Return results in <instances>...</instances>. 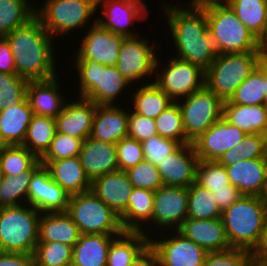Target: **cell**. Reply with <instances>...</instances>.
<instances>
[{"label": "cell", "instance_id": "4316f807", "mask_svg": "<svg viewBox=\"0 0 267 266\" xmlns=\"http://www.w3.org/2000/svg\"><path fill=\"white\" fill-rule=\"evenodd\" d=\"M54 182L69 195L91 190V181L85 174L78 156L56 161H40Z\"/></svg>", "mask_w": 267, "mask_h": 266}, {"label": "cell", "instance_id": "2e32d148", "mask_svg": "<svg viewBox=\"0 0 267 266\" xmlns=\"http://www.w3.org/2000/svg\"><path fill=\"white\" fill-rule=\"evenodd\" d=\"M187 212V188L164 185L155 191L152 220L148 225L153 229H162L161 236L165 232L163 229L177 230L187 218Z\"/></svg>", "mask_w": 267, "mask_h": 266}, {"label": "cell", "instance_id": "7a4b0ae2", "mask_svg": "<svg viewBox=\"0 0 267 266\" xmlns=\"http://www.w3.org/2000/svg\"><path fill=\"white\" fill-rule=\"evenodd\" d=\"M4 37L10 44L17 75L28 80L57 76L54 38L37 16Z\"/></svg>", "mask_w": 267, "mask_h": 266}, {"label": "cell", "instance_id": "5bb4252c", "mask_svg": "<svg viewBox=\"0 0 267 266\" xmlns=\"http://www.w3.org/2000/svg\"><path fill=\"white\" fill-rule=\"evenodd\" d=\"M97 7L101 8L103 16L96 21L112 33L125 37L137 36L138 32L129 28L139 20H146L150 14L144 0H97Z\"/></svg>", "mask_w": 267, "mask_h": 266}, {"label": "cell", "instance_id": "db71d44e", "mask_svg": "<svg viewBox=\"0 0 267 266\" xmlns=\"http://www.w3.org/2000/svg\"><path fill=\"white\" fill-rule=\"evenodd\" d=\"M213 195L221 212L228 209L233 203L243 196L240 190L231 184L227 187V189L216 190L213 192Z\"/></svg>", "mask_w": 267, "mask_h": 266}, {"label": "cell", "instance_id": "f5cc1de1", "mask_svg": "<svg viewBox=\"0 0 267 266\" xmlns=\"http://www.w3.org/2000/svg\"><path fill=\"white\" fill-rule=\"evenodd\" d=\"M156 135H158V133L155 119L147 118L129 110L127 137L142 142Z\"/></svg>", "mask_w": 267, "mask_h": 266}, {"label": "cell", "instance_id": "52a82bcc", "mask_svg": "<svg viewBox=\"0 0 267 266\" xmlns=\"http://www.w3.org/2000/svg\"><path fill=\"white\" fill-rule=\"evenodd\" d=\"M79 84L78 97L96 105H116V99L131 86L115 67L98 64L95 60H75ZM128 86V87H127Z\"/></svg>", "mask_w": 267, "mask_h": 266}, {"label": "cell", "instance_id": "d590c367", "mask_svg": "<svg viewBox=\"0 0 267 266\" xmlns=\"http://www.w3.org/2000/svg\"><path fill=\"white\" fill-rule=\"evenodd\" d=\"M43 164L40 160L26 172L16 176H1L0 207L20 206L28 204V187L34 173ZM23 199V200H22Z\"/></svg>", "mask_w": 267, "mask_h": 266}, {"label": "cell", "instance_id": "9c48e42d", "mask_svg": "<svg viewBox=\"0 0 267 266\" xmlns=\"http://www.w3.org/2000/svg\"><path fill=\"white\" fill-rule=\"evenodd\" d=\"M97 9V0H45L36 7V16L56 38L55 35L70 36L75 28H86Z\"/></svg>", "mask_w": 267, "mask_h": 266}, {"label": "cell", "instance_id": "f907efd6", "mask_svg": "<svg viewBox=\"0 0 267 266\" xmlns=\"http://www.w3.org/2000/svg\"><path fill=\"white\" fill-rule=\"evenodd\" d=\"M116 153L119 170L123 171L145 160L141 142L129 137L122 138L116 143Z\"/></svg>", "mask_w": 267, "mask_h": 266}, {"label": "cell", "instance_id": "74e56055", "mask_svg": "<svg viewBox=\"0 0 267 266\" xmlns=\"http://www.w3.org/2000/svg\"><path fill=\"white\" fill-rule=\"evenodd\" d=\"M30 0H0V37L27 24L36 16V6Z\"/></svg>", "mask_w": 267, "mask_h": 266}, {"label": "cell", "instance_id": "5b68a950", "mask_svg": "<svg viewBox=\"0 0 267 266\" xmlns=\"http://www.w3.org/2000/svg\"><path fill=\"white\" fill-rule=\"evenodd\" d=\"M264 57L263 52L218 54L205 71L204 86L223 102L229 100Z\"/></svg>", "mask_w": 267, "mask_h": 266}, {"label": "cell", "instance_id": "8d00e7d4", "mask_svg": "<svg viewBox=\"0 0 267 266\" xmlns=\"http://www.w3.org/2000/svg\"><path fill=\"white\" fill-rule=\"evenodd\" d=\"M55 133V118L33 115L22 146L40 159L49 149Z\"/></svg>", "mask_w": 267, "mask_h": 266}, {"label": "cell", "instance_id": "03108f58", "mask_svg": "<svg viewBox=\"0 0 267 266\" xmlns=\"http://www.w3.org/2000/svg\"><path fill=\"white\" fill-rule=\"evenodd\" d=\"M60 266H73V265H72V263H67V264L60 265Z\"/></svg>", "mask_w": 267, "mask_h": 266}, {"label": "cell", "instance_id": "d4e9b609", "mask_svg": "<svg viewBox=\"0 0 267 266\" xmlns=\"http://www.w3.org/2000/svg\"><path fill=\"white\" fill-rule=\"evenodd\" d=\"M78 157L91 182L97 177L119 170L116 144L88 137L82 142Z\"/></svg>", "mask_w": 267, "mask_h": 266}, {"label": "cell", "instance_id": "f546056e", "mask_svg": "<svg viewBox=\"0 0 267 266\" xmlns=\"http://www.w3.org/2000/svg\"><path fill=\"white\" fill-rule=\"evenodd\" d=\"M120 234H80L73 246V266H106L112 240Z\"/></svg>", "mask_w": 267, "mask_h": 266}, {"label": "cell", "instance_id": "9f6ffc18", "mask_svg": "<svg viewBox=\"0 0 267 266\" xmlns=\"http://www.w3.org/2000/svg\"><path fill=\"white\" fill-rule=\"evenodd\" d=\"M0 72L16 74L13 53L5 37H0Z\"/></svg>", "mask_w": 267, "mask_h": 266}, {"label": "cell", "instance_id": "484cf974", "mask_svg": "<svg viewBox=\"0 0 267 266\" xmlns=\"http://www.w3.org/2000/svg\"><path fill=\"white\" fill-rule=\"evenodd\" d=\"M128 112L120 105H96L90 137L111 144L127 137Z\"/></svg>", "mask_w": 267, "mask_h": 266}, {"label": "cell", "instance_id": "cb8c5ba5", "mask_svg": "<svg viewBox=\"0 0 267 266\" xmlns=\"http://www.w3.org/2000/svg\"><path fill=\"white\" fill-rule=\"evenodd\" d=\"M229 182L245 196L262 197L267 185V158L240 161L225 167Z\"/></svg>", "mask_w": 267, "mask_h": 266}, {"label": "cell", "instance_id": "be15d7a7", "mask_svg": "<svg viewBox=\"0 0 267 266\" xmlns=\"http://www.w3.org/2000/svg\"><path fill=\"white\" fill-rule=\"evenodd\" d=\"M195 3H205V2H209V1H225V0H191Z\"/></svg>", "mask_w": 267, "mask_h": 266}, {"label": "cell", "instance_id": "277c9868", "mask_svg": "<svg viewBox=\"0 0 267 266\" xmlns=\"http://www.w3.org/2000/svg\"><path fill=\"white\" fill-rule=\"evenodd\" d=\"M267 206L260 196H245L233 203L221 215L230 247L248 250L257 247Z\"/></svg>", "mask_w": 267, "mask_h": 266}, {"label": "cell", "instance_id": "ba28073f", "mask_svg": "<svg viewBox=\"0 0 267 266\" xmlns=\"http://www.w3.org/2000/svg\"><path fill=\"white\" fill-rule=\"evenodd\" d=\"M66 212L81 234H121L120 218L91 190L72 194Z\"/></svg>", "mask_w": 267, "mask_h": 266}, {"label": "cell", "instance_id": "6da1fadb", "mask_svg": "<svg viewBox=\"0 0 267 266\" xmlns=\"http://www.w3.org/2000/svg\"><path fill=\"white\" fill-rule=\"evenodd\" d=\"M161 2L166 24L172 33L175 57L188 61L206 71L218 55L208 30L204 8L193 1L177 6ZM165 2V3H164ZM166 4V5H165Z\"/></svg>", "mask_w": 267, "mask_h": 266}, {"label": "cell", "instance_id": "681fc988", "mask_svg": "<svg viewBox=\"0 0 267 266\" xmlns=\"http://www.w3.org/2000/svg\"><path fill=\"white\" fill-rule=\"evenodd\" d=\"M251 259L248 250L231 247L223 251L208 252L202 266H249Z\"/></svg>", "mask_w": 267, "mask_h": 266}, {"label": "cell", "instance_id": "30bf717a", "mask_svg": "<svg viewBox=\"0 0 267 266\" xmlns=\"http://www.w3.org/2000/svg\"><path fill=\"white\" fill-rule=\"evenodd\" d=\"M176 102L182 114L186 143H192L222 118L223 101L205 86Z\"/></svg>", "mask_w": 267, "mask_h": 266}, {"label": "cell", "instance_id": "816d5d0a", "mask_svg": "<svg viewBox=\"0 0 267 266\" xmlns=\"http://www.w3.org/2000/svg\"><path fill=\"white\" fill-rule=\"evenodd\" d=\"M141 144L145 159L156 166L159 165L166 156L172 154L181 146L179 142L165 139L159 135L146 139L142 141Z\"/></svg>", "mask_w": 267, "mask_h": 266}, {"label": "cell", "instance_id": "7bdbcfd3", "mask_svg": "<svg viewBox=\"0 0 267 266\" xmlns=\"http://www.w3.org/2000/svg\"><path fill=\"white\" fill-rule=\"evenodd\" d=\"M155 123L159 136L177 141L181 145L186 144L182 114L177 102H173L155 118Z\"/></svg>", "mask_w": 267, "mask_h": 266}, {"label": "cell", "instance_id": "94428289", "mask_svg": "<svg viewBox=\"0 0 267 266\" xmlns=\"http://www.w3.org/2000/svg\"><path fill=\"white\" fill-rule=\"evenodd\" d=\"M260 48L262 49L263 53L267 57V28L263 35V37L259 40Z\"/></svg>", "mask_w": 267, "mask_h": 266}, {"label": "cell", "instance_id": "f6af8a7d", "mask_svg": "<svg viewBox=\"0 0 267 266\" xmlns=\"http://www.w3.org/2000/svg\"><path fill=\"white\" fill-rule=\"evenodd\" d=\"M29 80L17 74L0 72V111L21 103L26 98Z\"/></svg>", "mask_w": 267, "mask_h": 266}, {"label": "cell", "instance_id": "8fae6325", "mask_svg": "<svg viewBox=\"0 0 267 266\" xmlns=\"http://www.w3.org/2000/svg\"><path fill=\"white\" fill-rule=\"evenodd\" d=\"M158 58L157 56L155 63V73H158L153 82L173 102L185 98L204 87L205 71L199 66L171 56L166 66L164 65L163 67L159 62L161 60ZM159 68H161V71Z\"/></svg>", "mask_w": 267, "mask_h": 266}, {"label": "cell", "instance_id": "91938a15", "mask_svg": "<svg viewBox=\"0 0 267 266\" xmlns=\"http://www.w3.org/2000/svg\"><path fill=\"white\" fill-rule=\"evenodd\" d=\"M264 83L266 86V91H265V98H264V106L267 108V57H264Z\"/></svg>", "mask_w": 267, "mask_h": 266}, {"label": "cell", "instance_id": "e7e4bbea", "mask_svg": "<svg viewBox=\"0 0 267 266\" xmlns=\"http://www.w3.org/2000/svg\"><path fill=\"white\" fill-rule=\"evenodd\" d=\"M262 197H263V200H264V202H265V204L267 206V185H266L265 193H264V195Z\"/></svg>", "mask_w": 267, "mask_h": 266}, {"label": "cell", "instance_id": "e0dca14e", "mask_svg": "<svg viewBox=\"0 0 267 266\" xmlns=\"http://www.w3.org/2000/svg\"><path fill=\"white\" fill-rule=\"evenodd\" d=\"M246 135L221 118L192 143L199 161H217L224 152L238 145Z\"/></svg>", "mask_w": 267, "mask_h": 266}, {"label": "cell", "instance_id": "83f0119b", "mask_svg": "<svg viewBox=\"0 0 267 266\" xmlns=\"http://www.w3.org/2000/svg\"><path fill=\"white\" fill-rule=\"evenodd\" d=\"M154 194L155 192L149 189H132L126 212L120 217L124 231H141L148 237L152 235L146 228L152 220Z\"/></svg>", "mask_w": 267, "mask_h": 266}, {"label": "cell", "instance_id": "f1b7e54d", "mask_svg": "<svg viewBox=\"0 0 267 266\" xmlns=\"http://www.w3.org/2000/svg\"><path fill=\"white\" fill-rule=\"evenodd\" d=\"M222 118L246 134L267 135V108L264 105H239L223 102Z\"/></svg>", "mask_w": 267, "mask_h": 266}, {"label": "cell", "instance_id": "7c38bea8", "mask_svg": "<svg viewBox=\"0 0 267 266\" xmlns=\"http://www.w3.org/2000/svg\"><path fill=\"white\" fill-rule=\"evenodd\" d=\"M147 40L145 36L142 38L139 35L125 37L120 47L116 68L129 83L134 82L136 86L141 79L142 83L146 84L143 79H148L147 76L149 79L150 76L153 78L152 74H156L155 63L158 53L156 55L157 50L154 47L157 44H151Z\"/></svg>", "mask_w": 267, "mask_h": 266}, {"label": "cell", "instance_id": "d6986e66", "mask_svg": "<svg viewBox=\"0 0 267 266\" xmlns=\"http://www.w3.org/2000/svg\"><path fill=\"white\" fill-rule=\"evenodd\" d=\"M70 195L49 174L42 165L33 175L28 187V205L44 212H66Z\"/></svg>", "mask_w": 267, "mask_h": 266}, {"label": "cell", "instance_id": "4dcf8cb0", "mask_svg": "<svg viewBox=\"0 0 267 266\" xmlns=\"http://www.w3.org/2000/svg\"><path fill=\"white\" fill-rule=\"evenodd\" d=\"M80 231L67 212H44L39 219L38 242H62L74 246Z\"/></svg>", "mask_w": 267, "mask_h": 266}, {"label": "cell", "instance_id": "3957f363", "mask_svg": "<svg viewBox=\"0 0 267 266\" xmlns=\"http://www.w3.org/2000/svg\"><path fill=\"white\" fill-rule=\"evenodd\" d=\"M218 54L263 52L259 39L238 19L225 1L199 3Z\"/></svg>", "mask_w": 267, "mask_h": 266}, {"label": "cell", "instance_id": "4fadbf2b", "mask_svg": "<svg viewBox=\"0 0 267 266\" xmlns=\"http://www.w3.org/2000/svg\"><path fill=\"white\" fill-rule=\"evenodd\" d=\"M168 236H150L149 246L156 255L157 266H202L208 252L177 230ZM172 234V235H171ZM157 237V239H155ZM168 237V238H166ZM159 239V240H158Z\"/></svg>", "mask_w": 267, "mask_h": 266}, {"label": "cell", "instance_id": "ac0fdd59", "mask_svg": "<svg viewBox=\"0 0 267 266\" xmlns=\"http://www.w3.org/2000/svg\"><path fill=\"white\" fill-rule=\"evenodd\" d=\"M199 158L193 143L181 145L157 165L165 186L188 188L196 181Z\"/></svg>", "mask_w": 267, "mask_h": 266}, {"label": "cell", "instance_id": "11a10c76", "mask_svg": "<svg viewBox=\"0 0 267 266\" xmlns=\"http://www.w3.org/2000/svg\"><path fill=\"white\" fill-rule=\"evenodd\" d=\"M0 266H35L34 256L29 253L0 252Z\"/></svg>", "mask_w": 267, "mask_h": 266}, {"label": "cell", "instance_id": "60d3db41", "mask_svg": "<svg viewBox=\"0 0 267 266\" xmlns=\"http://www.w3.org/2000/svg\"><path fill=\"white\" fill-rule=\"evenodd\" d=\"M40 159L22 145H4L0 149L2 176H16L29 171Z\"/></svg>", "mask_w": 267, "mask_h": 266}, {"label": "cell", "instance_id": "e575fe53", "mask_svg": "<svg viewBox=\"0 0 267 266\" xmlns=\"http://www.w3.org/2000/svg\"><path fill=\"white\" fill-rule=\"evenodd\" d=\"M238 19L259 40L267 28V5L264 0H225Z\"/></svg>", "mask_w": 267, "mask_h": 266}, {"label": "cell", "instance_id": "836d02e7", "mask_svg": "<svg viewBox=\"0 0 267 266\" xmlns=\"http://www.w3.org/2000/svg\"><path fill=\"white\" fill-rule=\"evenodd\" d=\"M140 84L136 91L129 96H134L131 104L132 111L147 118H157L173 101L153 82ZM134 100V101H133Z\"/></svg>", "mask_w": 267, "mask_h": 266}, {"label": "cell", "instance_id": "9a60e30c", "mask_svg": "<svg viewBox=\"0 0 267 266\" xmlns=\"http://www.w3.org/2000/svg\"><path fill=\"white\" fill-rule=\"evenodd\" d=\"M90 25L81 40L80 48L74 52L76 60H95L100 65L115 67L125 36L102 27L96 18Z\"/></svg>", "mask_w": 267, "mask_h": 266}, {"label": "cell", "instance_id": "6f0895ef", "mask_svg": "<svg viewBox=\"0 0 267 266\" xmlns=\"http://www.w3.org/2000/svg\"><path fill=\"white\" fill-rule=\"evenodd\" d=\"M252 258L267 259V214L264 219L261 237L257 247L251 252Z\"/></svg>", "mask_w": 267, "mask_h": 266}, {"label": "cell", "instance_id": "7402d4cb", "mask_svg": "<svg viewBox=\"0 0 267 266\" xmlns=\"http://www.w3.org/2000/svg\"><path fill=\"white\" fill-rule=\"evenodd\" d=\"M177 231L207 252L231 248L221 218H186Z\"/></svg>", "mask_w": 267, "mask_h": 266}, {"label": "cell", "instance_id": "f35d334b", "mask_svg": "<svg viewBox=\"0 0 267 266\" xmlns=\"http://www.w3.org/2000/svg\"><path fill=\"white\" fill-rule=\"evenodd\" d=\"M256 158H267V135L247 134L238 145L224 152L217 162L227 167Z\"/></svg>", "mask_w": 267, "mask_h": 266}, {"label": "cell", "instance_id": "680465c9", "mask_svg": "<svg viewBox=\"0 0 267 266\" xmlns=\"http://www.w3.org/2000/svg\"><path fill=\"white\" fill-rule=\"evenodd\" d=\"M129 266H157L154 250L149 246Z\"/></svg>", "mask_w": 267, "mask_h": 266}, {"label": "cell", "instance_id": "44dd1931", "mask_svg": "<svg viewBox=\"0 0 267 266\" xmlns=\"http://www.w3.org/2000/svg\"><path fill=\"white\" fill-rule=\"evenodd\" d=\"M133 189L127 173L117 170L95 178L91 191L120 218L125 212Z\"/></svg>", "mask_w": 267, "mask_h": 266}, {"label": "cell", "instance_id": "003e7915", "mask_svg": "<svg viewBox=\"0 0 267 266\" xmlns=\"http://www.w3.org/2000/svg\"><path fill=\"white\" fill-rule=\"evenodd\" d=\"M4 145L2 144V142L0 141V149L3 147Z\"/></svg>", "mask_w": 267, "mask_h": 266}, {"label": "cell", "instance_id": "ab89813d", "mask_svg": "<svg viewBox=\"0 0 267 266\" xmlns=\"http://www.w3.org/2000/svg\"><path fill=\"white\" fill-rule=\"evenodd\" d=\"M266 86L264 83V58L255 70L236 88L228 100L239 105H263Z\"/></svg>", "mask_w": 267, "mask_h": 266}, {"label": "cell", "instance_id": "603a6c76", "mask_svg": "<svg viewBox=\"0 0 267 266\" xmlns=\"http://www.w3.org/2000/svg\"><path fill=\"white\" fill-rule=\"evenodd\" d=\"M59 79L57 75L45 80H29L26 99L34 115L56 118L62 112L67 100L59 90Z\"/></svg>", "mask_w": 267, "mask_h": 266}, {"label": "cell", "instance_id": "bcb514c9", "mask_svg": "<svg viewBox=\"0 0 267 266\" xmlns=\"http://www.w3.org/2000/svg\"><path fill=\"white\" fill-rule=\"evenodd\" d=\"M196 182L212 193L216 190L227 189L230 185L227 171L217 161L201 160L197 166Z\"/></svg>", "mask_w": 267, "mask_h": 266}, {"label": "cell", "instance_id": "ee69618b", "mask_svg": "<svg viewBox=\"0 0 267 266\" xmlns=\"http://www.w3.org/2000/svg\"><path fill=\"white\" fill-rule=\"evenodd\" d=\"M73 246L62 242H38L33 256L35 266H60L72 262Z\"/></svg>", "mask_w": 267, "mask_h": 266}, {"label": "cell", "instance_id": "ffe728a7", "mask_svg": "<svg viewBox=\"0 0 267 266\" xmlns=\"http://www.w3.org/2000/svg\"><path fill=\"white\" fill-rule=\"evenodd\" d=\"M71 101L67 100L62 112L55 118L56 132L84 141L91 135L96 104L82 97Z\"/></svg>", "mask_w": 267, "mask_h": 266}, {"label": "cell", "instance_id": "8992f818", "mask_svg": "<svg viewBox=\"0 0 267 266\" xmlns=\"http://www.w3.org/2000/svg\"><path fill=\"white\" fill-rule=\"evenodd\" d=\"M41 213L34 207H0V252L33 254Z\"/></svg>", "mask_w": 267, "mask_h": 266}, {"label": "cell", "instance_id": "7dc6e473", "mask_svg": "<svg viewBox=\"0 0 267 266\" xmlns=\"http://www.w3.org/2000/svg\"><path fill=\"white\" fill-rule=\"evenodd\" d=\"M125 172L133 188L149 189L155 192L164 186L157 166L146 159Z\"/></svg>", "mask_w": 267, "mask_h": 266}, {"label": "cell", "instance_id": "b9f144b4", "mask_svg": "<svg viewBox=\"0 0 267 266\" xmlns=\"http://www.w3.org/2000/svg\"><path fill=\"white\" fill-rule=\"evenodd\" d=\"M187 218L215 219L221 218L222 212L218 207L213 193L202 187L196 181L188 188Z\"/></svg>", "mask_w": 267, "mask_h": 266}, {"label": "cell", "instance_id": "d6a6232c", "mask_svg": "<svg viewBox=\"0 0 267 266\" xmlns=\"http://www.w3.org/2000/svg\"><path fill=\"white\" fill-rule=\"evenodd\" d=\"M149 247V237L141 231H123L110 245L106 266H129Z\"/></svg>", "mask_w": 267, "mask_h": 266}, {"label": "cell", "instance_id": "c3c4849f", "mask_svg": "<svg viewBox=\"0 0 267 266\" xmlns=\"http://www.w3.org/2000/svg\"><path fill=\"white\" fill-rule=\"evenodd\" d=\"M82 142L77 137L56 132L49 149L40 158V161H56L78 156Z\"/></svg>", "mask_w": 267, "mask_h": 266}, {"label": "cell", "instance_id": "6125c7cd", "mask_svg": "<svg viewBox=\"0 0 267 266\" xmlns=\"http://www.w3.org/2000/svg\"><path fill=\"white\" fill-rule=\"evenodd\" d=\"M249 266H267V259L252 258Z\"/></svg>", "mask_w": 267, "mask_h": 266}, {"label": "cell", "instance_id": "1f68e13d", "mask_svg": "<svg viewBox=\"0 0 267 266\" xmlns=\"http://www.w3.org/2000/svg\"><path fill=\"white\" fill-rule=\"evenodd\" d=\"M25 98L21 103L0 111V141L3 145H22L33 117Z\"/></svg>", "mask_w": 267, "mask_h": 266}]
</instances>
